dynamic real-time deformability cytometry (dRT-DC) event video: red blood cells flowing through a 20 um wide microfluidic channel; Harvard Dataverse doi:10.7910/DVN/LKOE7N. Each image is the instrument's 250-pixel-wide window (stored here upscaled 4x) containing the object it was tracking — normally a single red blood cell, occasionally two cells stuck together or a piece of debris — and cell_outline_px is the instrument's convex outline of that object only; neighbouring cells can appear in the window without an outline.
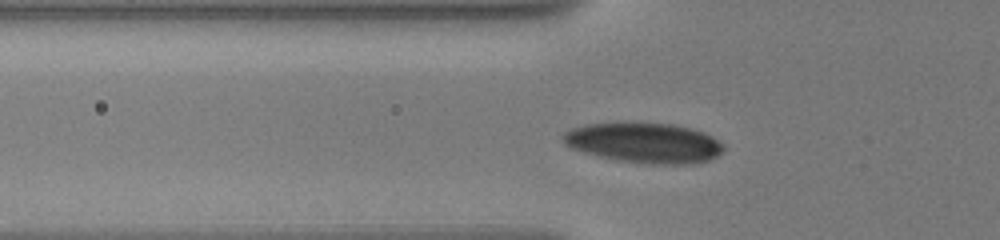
{"species": "human", "species_latin": "Homo sapiens", "temperature_condition": "warm", "stored_images_in_passage": 6, "camera_frame_rate_fps": 3000, "um_per_image_px": 0.085, "donor": {"sex": "male"}, "frame": {"image": 1, "passage_image": 2, "time_ms": 0.333, "image_size_px": [1000, 240], "cell_outline_px": [[724, 152], [700, 164], [652, 164], [616, 160], [584, 152], [572, 148], [564, 144], [560, 140], [560, 136], [564, 132], [572, 128], [584, 124], [624, 120], [676, 124], [692, 128], [704, 132], [712, 136], [724, 144]], "centroid_in_image_um": [54.74, 12.1], "position_along_channel_um": 71.1, "area_um2": 38.9}}